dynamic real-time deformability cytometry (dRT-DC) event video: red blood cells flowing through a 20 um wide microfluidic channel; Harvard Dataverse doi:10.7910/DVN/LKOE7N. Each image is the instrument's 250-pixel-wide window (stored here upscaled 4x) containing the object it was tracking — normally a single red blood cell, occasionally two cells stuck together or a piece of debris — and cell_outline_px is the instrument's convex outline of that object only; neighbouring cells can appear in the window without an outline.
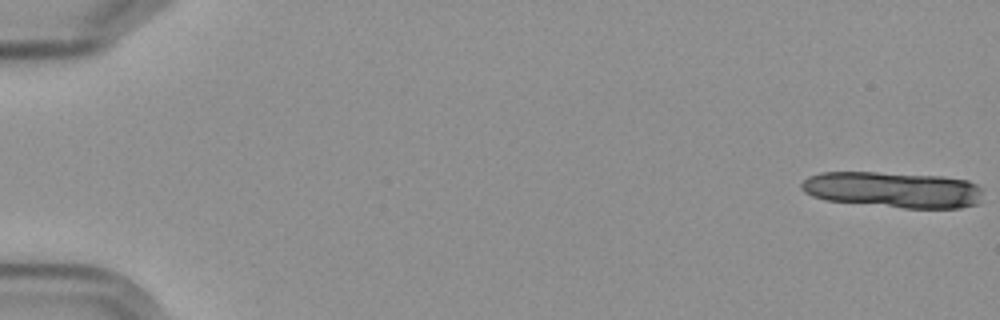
{"species": "Egyptian fruit bat (a non-hibernating species)", "species_latin": "Rousettus aegyptiacus", "temperature_condition": "cold", "stored_images_in_passage": 9, "camera_frame_rate_fps": 3000, "um_per_image_px": 0.085, "frame": {"image": 1, "passage_image": 1, "time_ms": 0.0, "image_size_px": [1000, 320], "cell_outline_px": [[980, 192], [976, 204], [960, 208], [904, 208], [824, 200], [812, 196], [804, 192], [800, 188], [800, 184], [808, 176], [820, 172], [876, 172], [940, 176], [968, 180], [976, 184], [980, 188]], "centroid_in_image_um": [75.84, 16.12], "position_along_channel_um": 9.2, "area_um2": 38.03}}
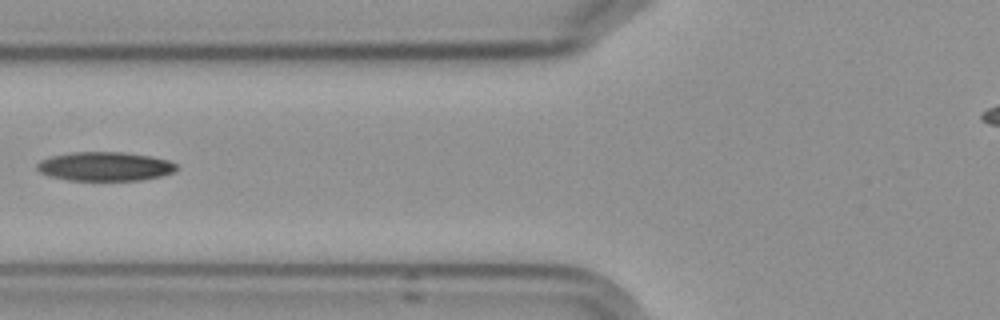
{"frame": {"image": 2, "passage_image": 7, "time_ms": 8.0, "image_size_px": [1000, 320], "cell_outline_px": [[176, 168], [172, 172], [160, 176], [140, 180], [68, 180], [52, 176], [40, 172], [36, 168], [36, 164], [40, 160], [52, 156], [72, 152], [124, 152], [148, 156], [168, 160], [176, 164]], "centroid_in_image_um": [8.89, 14.14], "position_along_channel_um": 116.9, "area_um2": 23.29}}
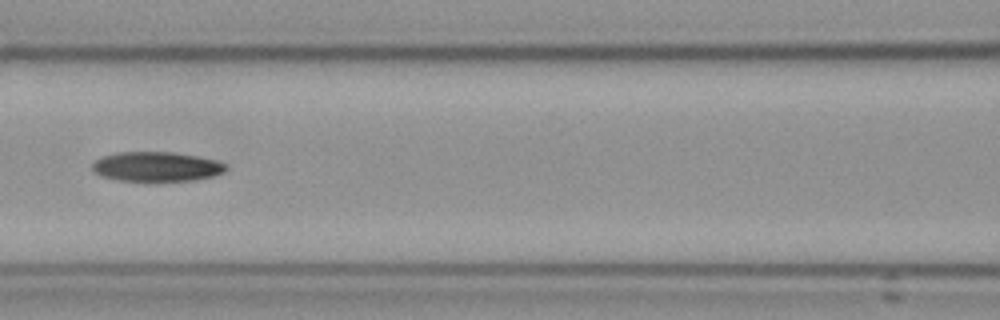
{"frame": {"image": 3, "passage_image": 8, "time_ms": 9.0, "image_size_px": [1000, 320], "cell_outline_px": [[228, 168], [224, 172], [212, 176], [192, 180], [120, 180], [100, 176], [92, 172], [92, 164], [100, 156], [116, 152], [172, 152], [196, 156], [216, 160], [228, 164]], "centroid_in_image_um": [13.28, 14.15], "position_along_channel_um": 153.3, "area_um2": 23.0}}